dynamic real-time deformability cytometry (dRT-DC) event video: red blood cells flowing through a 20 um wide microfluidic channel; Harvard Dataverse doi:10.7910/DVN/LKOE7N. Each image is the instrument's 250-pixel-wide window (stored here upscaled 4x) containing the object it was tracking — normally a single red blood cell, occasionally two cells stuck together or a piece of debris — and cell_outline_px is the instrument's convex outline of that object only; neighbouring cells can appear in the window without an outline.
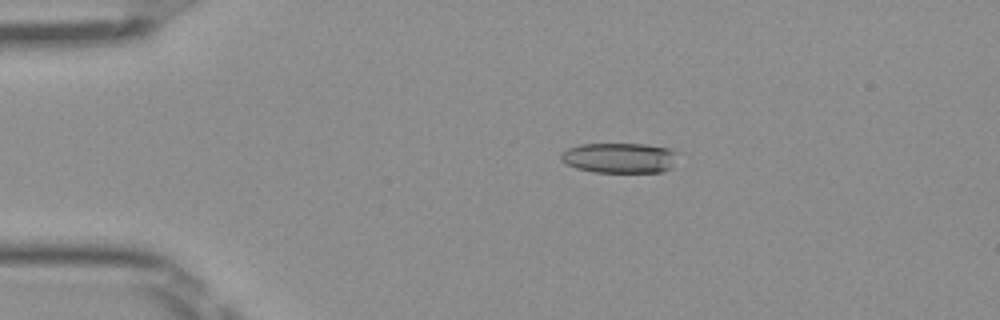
{"species": "Egyptian fruit bat (a non-hibernating species)", "species_latin": "Rousettus aegyptiacus", "temperature_condition": "room temperature", "stored_images_in_passage": 50, "camera_frame_rate_fps": 3000, "um_per_image_px": 0.085, "frame": {"image": 1, "passage_image": 10, "time_ms": 3.0, "image_size_px": [1000, 320], "cell_outline_px": [[684, 152], [672, 168], [664, 172], [596, 172], [576, 168], [560, 160], [560, 152], [568, 148], [580, 144], [644, 144], [668, 148]], "centroid_in_image_um": [52.77, 13.42], "position_along_channel_um": 32.2, "area_um2": 21.15}}
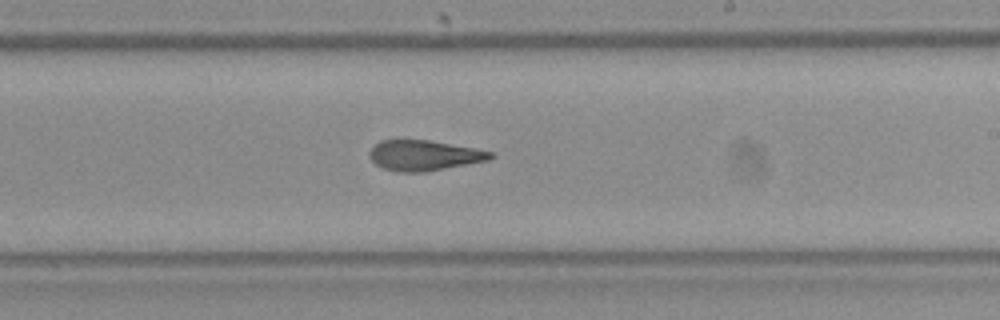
{"frame": {"image": 2, "passage_image": 30, "time_ms": 9.667, "image_size_px": [1000, 320], "cell_outline_px": [[496, 156], [488, 160], [468, 164], [424, 172], [396, 172], [384, 168], [376, 164], [368, 156], [368, 152], [372, 144], [380, 140], [428, 140], [476, 148], [492, 152]], "centroid_in_image_um": [36.01, 13.2], "position_along_channel_um": 253.0, "area_um2": 21.56}}
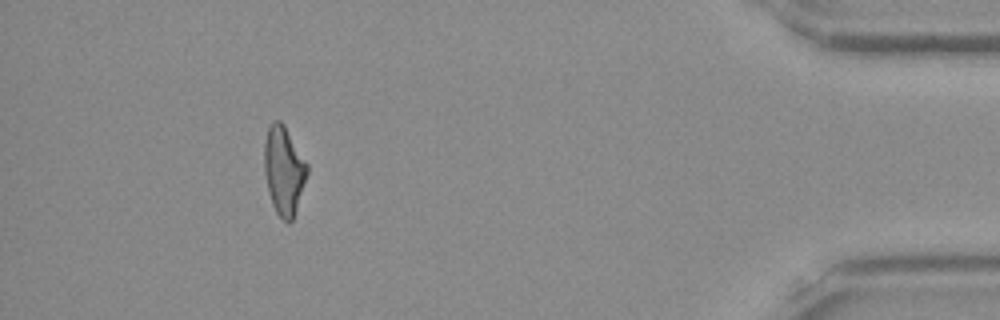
{"frame": {"image": 3, "passage_image": 46, "time_ms": 15.0, "image_size_px": [1000, 320], "cell_outline_px": [[308, 172], [292, 220], [288, 224], [276, 212], [272, 204], [268, 192], [264, 172], [264, 140], [268, 128], [276, 120], [280, 120], [284, 124], [308, 164]], "centroid_in_image_um": [24.11, 14.47], "position_along_channel_um": 411.1, "area_um2": 21.96}, "authors_computed_cell_mechanics": {"area_um2": 22.1085, "velocity_mm_per_s": 4.0457, "shape_relaxation_time_tau1_ms": null, "shape_relaxation_time_tau2_ms": 2.9838, "deformation_change_tau1": null, "deformation_change_tau2": 0.122}}